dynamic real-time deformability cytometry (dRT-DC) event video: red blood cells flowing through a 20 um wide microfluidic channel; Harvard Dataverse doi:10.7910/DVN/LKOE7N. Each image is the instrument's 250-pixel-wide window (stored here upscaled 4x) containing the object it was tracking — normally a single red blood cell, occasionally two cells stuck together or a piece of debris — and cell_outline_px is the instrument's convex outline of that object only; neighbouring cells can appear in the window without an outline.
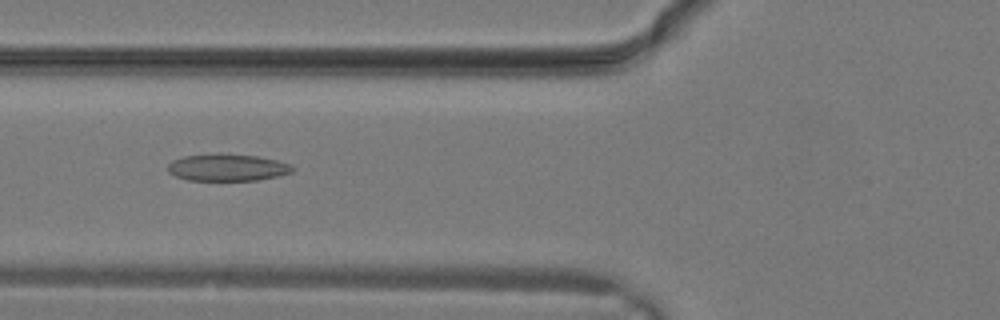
{"species": "common noctule bat (a hibernating species)", "species_latin": "Nyctalus noctula", "temperature_condition": "warm", "stored_images_in_passage": 8, "camera_frame_rate_fps": 3000, "um_per_image_px": 0.085, "animal": {"sex": "male", "body_mass_g": 19.2, "forearm_length_mm": 51.8}, "frame": {"image": 1, "passage_image": 3, "time_ms": 0.667, "image_size_px": [1000, 320], "cell_outline_px": [[296, 168], [292, 172], [276, 176], [256, 180], [188, 180], [176, 176], [168, 172], [168, 164], [172, 160], [184, 156], [256, 156], [276, 160], [292, 164]], "centroid_in_image_um": [19.36, 14.27], "position_along_channel_um": 106.4, "area_um2": 18.79}}
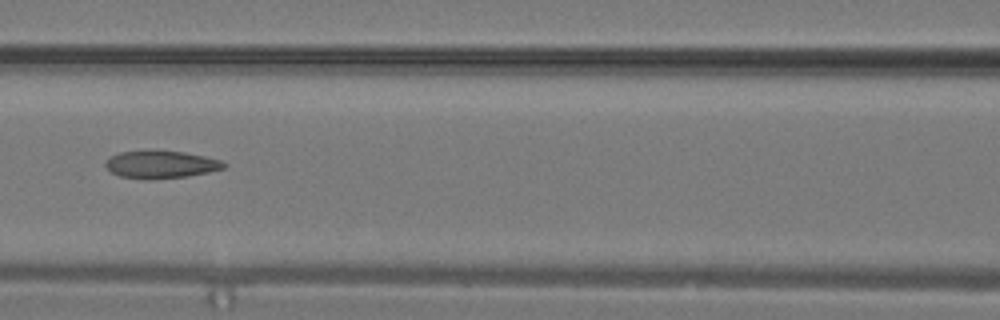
{"frame": {"image": 2, "passage_image": 5, "time_ms": 1.333, "image_size_px": [1000, 320], "cell_outline_px": [[228, 164], [224, 168], [208, 172], [188, 176], [120, 176], [112, 172], [104, 164], [112, 156], [120, 152], [184, 152], [204, 156], [220, 160]], "centroid_in_image_um": [13.76, 13.95], "position_along_channel_um": 152.8, "area_um2": 17.51}}
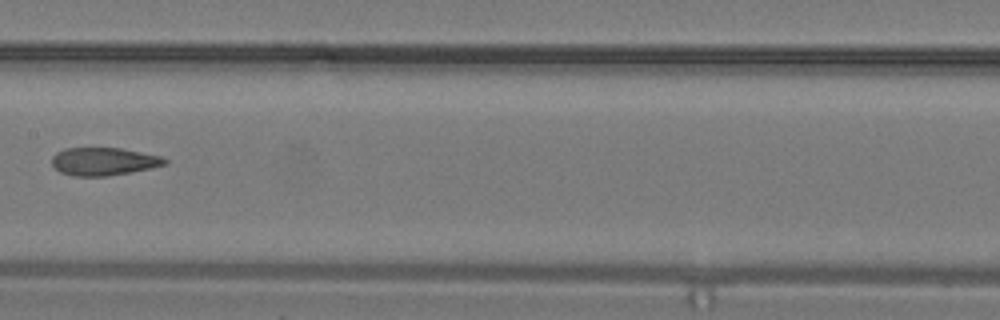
{"frame": {"image": 3, "passage_image": 7, "time_ms": 2.0, "image_size_px": [1000, 320], "cell_outline_px": [[168, 164], [108, 176], [72, 176], [60, 172], [52, 164], [52, 156], [56, 152], [64, 148], [120, 148], [160, 156], [168, 160]], "centroid_in_image_um": [8.77, 13.72], "position_along_channel_um": 198.6, "area_um2": 18.21}}